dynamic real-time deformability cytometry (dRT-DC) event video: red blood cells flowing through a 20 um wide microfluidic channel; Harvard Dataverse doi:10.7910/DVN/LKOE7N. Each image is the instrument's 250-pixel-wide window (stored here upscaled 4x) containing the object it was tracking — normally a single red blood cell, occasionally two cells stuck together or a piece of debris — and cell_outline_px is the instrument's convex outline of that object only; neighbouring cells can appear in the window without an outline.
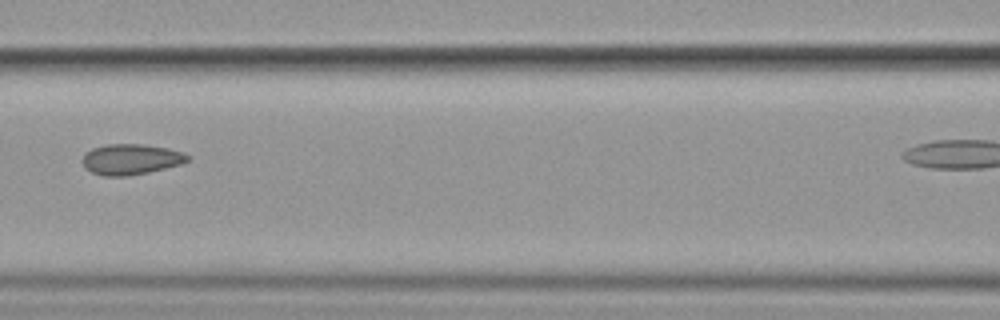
{"species": "common noctule bat (a hibernating species)", "species_latin": "Nyctalus noctula", "temperature_condition": "cold", "stored_images_in_passage": 11, "camera_frame_rate_fps": 3000, "um_per_image_px": 0.085, "animal": {"sex": "female", "body_mass_g": 19.9}, "frame": {"image": 1, "passage_image": 7, "time_ms": 8.333, "image_size_px": [1000, 320], "cell_outline_px": [[192, 156], [188, 160], [180, 164], [148, 172], [128, 176], [104, 176], [92, 172], [84, 168], [80, 160], [84, 152], [92, 148], [108, 144], [144, 144], [168, 148], [184, 152]], "centroid_in_image_um": [11.09, 13.53], "position_along_channel_um": 155.5, "area_um2": 19.02}}
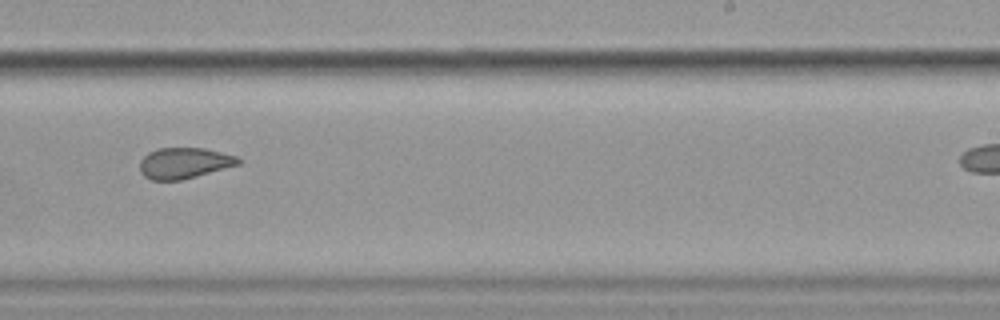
{"frame": {"image": 2, "passage_image": 10, "time_ms": 11.667, "image_size_px": [1000, 320], "cell_outline_px": [[240, 164], [196, 176], [180, 180], [152, 180], [144, 176], [140, 172], [140, 160], [148, 152], [156, 148], [204, 148], [236, 156], [240, 160]], "centroid_in_image_um": [15.62, 13.85], "position_along_channel_um": 273.4, "area_um2": 17.63}}
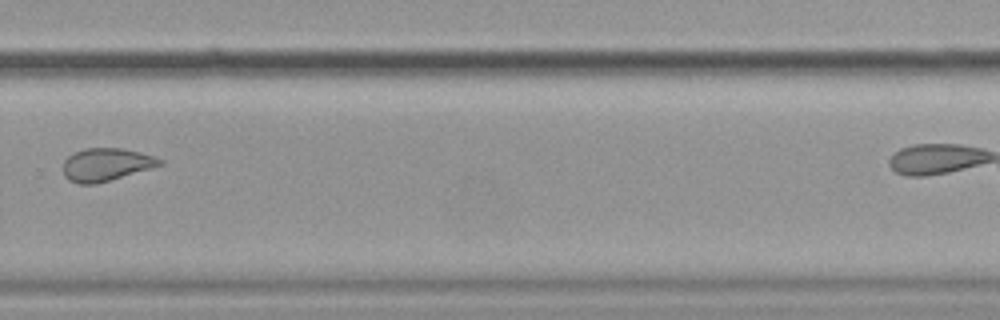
{"frame": {"image": 3, "passage_image": 11, "time_ms": 13.0, "image_size_px": [1000, 320], "cell_outline_px": [[164, 164], [152, 168], [96, 184], [80, 184], [68, 180], [64, 176], [64, 160], [68, 156], [84, 148], [120, 148], [140, 152], [164, 160]], "centroid_in_image_um": [9.02, 13.99], "position_along_channel_um": 320.8, "area_um2": 18.44}}